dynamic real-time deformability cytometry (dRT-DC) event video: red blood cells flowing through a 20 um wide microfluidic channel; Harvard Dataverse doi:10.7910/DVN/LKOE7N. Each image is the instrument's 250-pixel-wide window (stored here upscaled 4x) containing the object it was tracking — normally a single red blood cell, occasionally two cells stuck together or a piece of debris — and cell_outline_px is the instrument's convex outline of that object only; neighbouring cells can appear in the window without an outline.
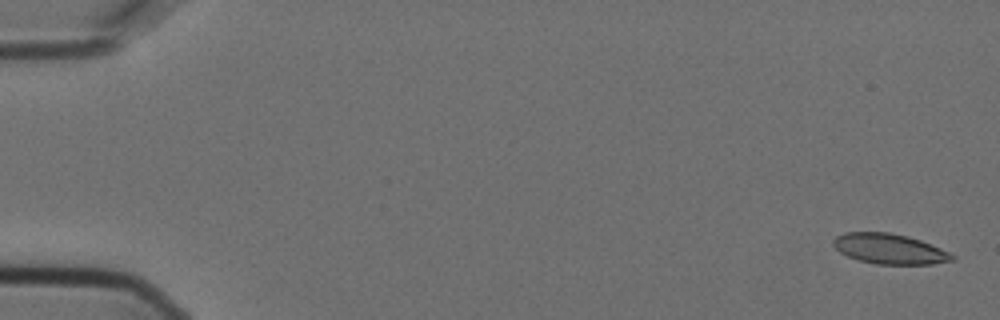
{"species": "Egyptian fruit bat (a non-hibernating species)", "species_latin": "Rousettus aegyptiacus", "temperature_condition": "cold", "stored_images_in_passage": 6, "camera_frame_rate_fps": 3000, "um_per_image_px": 0.085, "animal": {"sex": "female"}, "frame": {"image": 1, "passage_image": 1, "time_ms": 0.0, "image_size_px": [1000, 320], "cell_outline_px": [[956, 260], [932, 264], [876, 264], [860, 260], [848, 256], [840, 252], [832, 244], [832, 240], [836, 236], [844, 232], [888, 232], [908, 236], [920, 240], [940, 248], [956, 256]], "centroid_in_image_um": [75.61, 21.15], "position_along_channel_um": 9.4, "area_um2": 20.92}}